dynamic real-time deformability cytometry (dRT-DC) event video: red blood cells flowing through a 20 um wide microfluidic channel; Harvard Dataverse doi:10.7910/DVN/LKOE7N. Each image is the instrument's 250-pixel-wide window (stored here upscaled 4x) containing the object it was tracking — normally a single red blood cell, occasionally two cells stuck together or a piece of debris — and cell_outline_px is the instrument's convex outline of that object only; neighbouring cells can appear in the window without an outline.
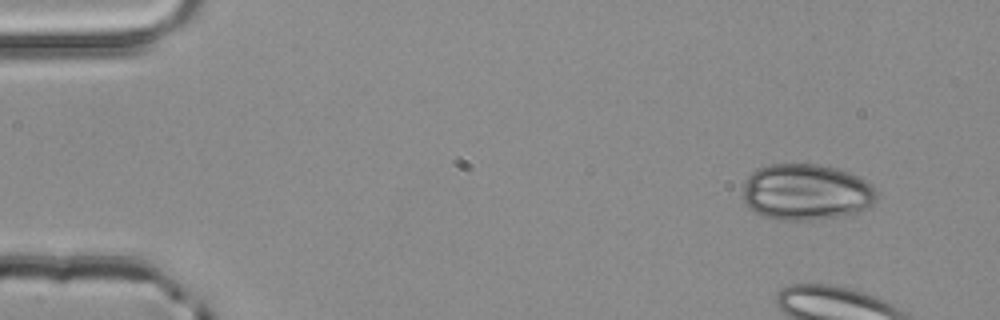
{"species": "common noctule bat (a hibernating species)", "species_latin": "Nyctalus noctula", "temperature_condition": "room temperature", "stored_images_in_passage": 3, "camera_frame_rate_fps": 3000, "um_per_image_px": 0.085, "animal": {"sex": "male", "body_mass_g": 20.4}, "frame": {"image": 1, "passage_image": 1, "time_ms": 0.0, "image_size_px": [1000, 320], "cell_outline_px": [[876, 200], [868, 208], [856, 212], [836, 216], [808, 220], [780, 220], [764, 216], [756, 212], [744, 204], [744, 188], [748, 176], [752, 172], [768, 164], [816, 164], [836, 168], [848, 172], [864, 180], [876, 192]], "centroid_in_image_um": [68.5, 16.33], "position_along_channel_um": 16.5, "area_um2": 43.35}}